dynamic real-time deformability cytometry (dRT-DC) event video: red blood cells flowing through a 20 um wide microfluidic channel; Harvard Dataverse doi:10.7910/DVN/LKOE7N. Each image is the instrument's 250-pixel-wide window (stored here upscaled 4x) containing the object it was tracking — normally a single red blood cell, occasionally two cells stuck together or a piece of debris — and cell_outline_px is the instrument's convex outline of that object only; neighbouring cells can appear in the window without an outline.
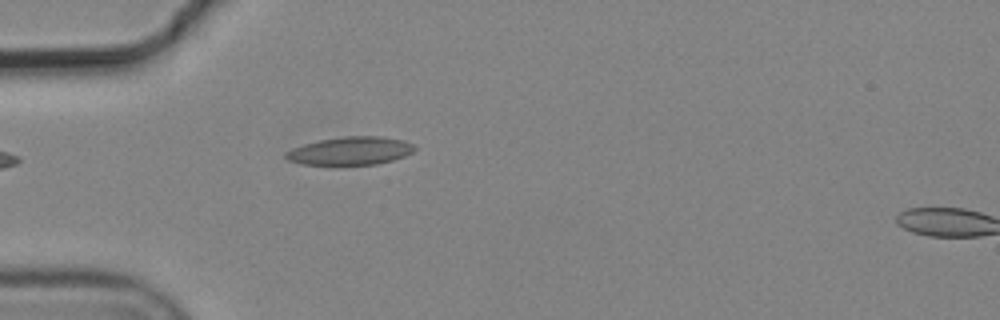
{"species": "common noctule bat (a hibernating species)", "species_latin": "Nyctalus noctula", "temperature_condition": "cold", "stored_images_in_passage": 3, "segment_of_instrument_passage": [1, 2], "camera_frame_rate_fps": 3000, "um_per_image_px": 0.085, "animal": {"sex": "male", "body_mass_g": 19.2, "forearm_length_mm": 51.8}, "frame": {"image": 1, "passage_image": 2, "time_ms": 0.333, "image_size_px": [1000, 320], "cell_outline_px": [[416, 148], [412, 152], [404, 156], [392, 160], [376, 164], [300, 164], [288, 160], [284, 156], [284, 152], [292, 148], [304, 144], [320, 140], [344, 136], [380, 136], [404, 140], [412, 144]], "centroid_in_image_um": [29.76, 12.81], "position_along_channel_um": 55.2, "area_um2": 20.92}}